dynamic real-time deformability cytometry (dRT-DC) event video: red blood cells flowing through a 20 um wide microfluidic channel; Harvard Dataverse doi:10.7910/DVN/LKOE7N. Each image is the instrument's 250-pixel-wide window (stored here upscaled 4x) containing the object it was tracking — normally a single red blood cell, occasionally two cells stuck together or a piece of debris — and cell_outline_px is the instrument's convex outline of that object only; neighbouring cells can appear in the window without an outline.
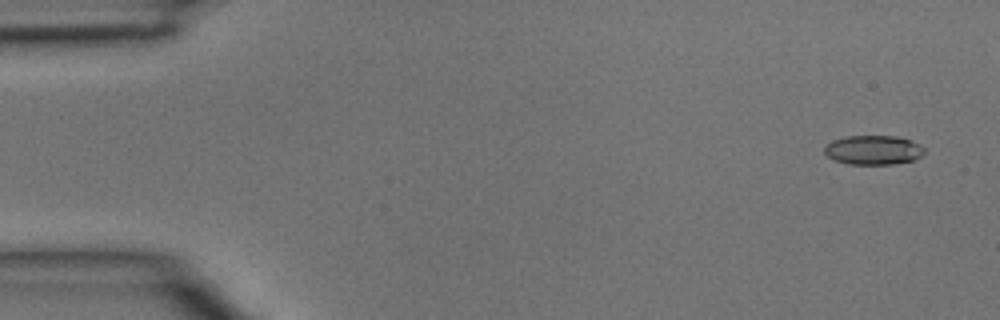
{"species": "common noctule bat (a hibernating species)", "species_latin": "Nyctalus noctula", "temperature_condition": "room temperature", "stored_images_in_passage": 5, "camera_frame_rate_fps": 3000, "um_per_image_px": 0.085, "animal": {"sex": "male", "body_mass_g": 15.6}, "frame": {"image": 1, "passage_image": 1, "time_ms": 0.0, "image_size_px": [1000, 320], "cell_outline_px": [[924, 152], [920, 156], [912, 160], [892, 164], [848, 164], [832, 160], [824, 152], [824, 148], [832, 140], [844, 136], [896, 136], [912, 140], [924, 148]], "centroid_in_image_um": [74.2, 12.74], "position_along_channel_um": 10.8, "area_um2": 17.05}}
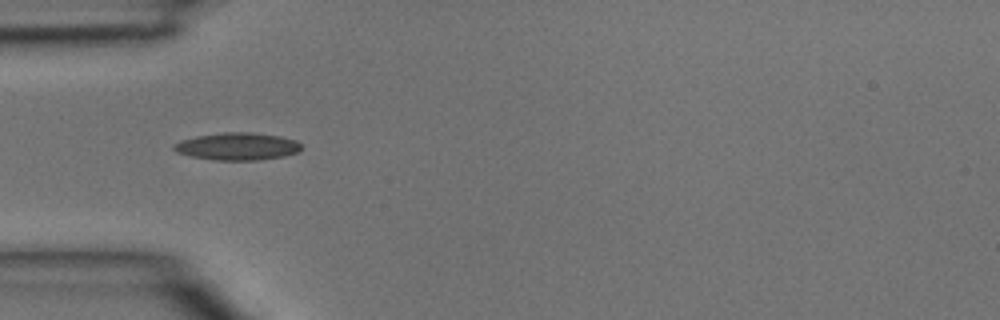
{"frame": {"image": 2, "passage_image": 4, "time_ms": 1.0, "image_size_px": [1000, 320], "cell_outline_px": [[300, 148], [296, 152], [284, 156], [256, 160], [216, 160], [192, 156], [176, 152], [172, 148], [172, 144], [180, 140], [196, 136], [224, 132], [252, 132], [280, 136], [296, 140], [300, 144]], "centroid_in_image_um": [20.13, 12.43], "position_along_channel_um": 64.9, "area_um2": 20.29}}
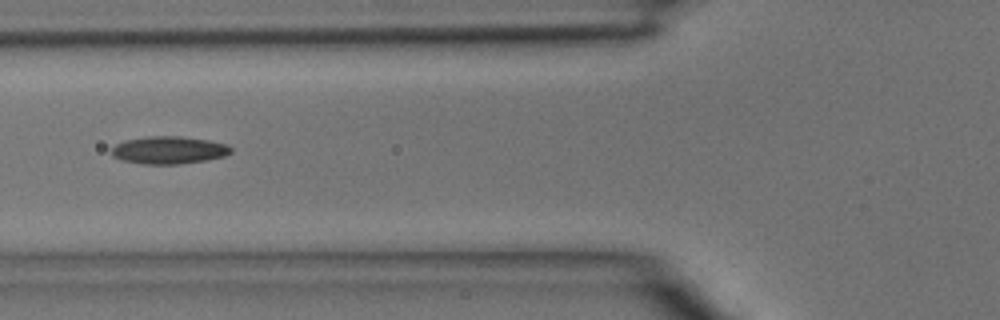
{"frame": {"image": 3, "passage_image": 5, "time_ms": 1.333, "image_size_px": [1000, 320], "cell_outline_px": [[232, 152], [224, 156], [204, 160], [180, 164], [144, 164], [124, 160], [112, 156], [112, 148], [116, 144], [124, 140], [148, 136], [180, 136], [208, 140], [228, 144], [232, 148]], "centroid_in_image_um": [14.36, 12.75], "position_along_channel_um": 111.4, "area_um2": 19.13}}